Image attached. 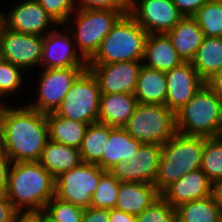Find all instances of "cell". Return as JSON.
<instances>
[{
	"mask_svg": "<svg viewBox=\"0 0 222 222\" xmlns=\"http://www.w3.org/2000/svg\"><path fill=\"white\" fill-rule=\"evenodd\" d=\"M192 17L204 37H222V0H209Z\"/></svg>",
	"mask_w": 222,
	"mask_h": 222,
	"instance_id": "cell-30",
	"label": "cell"
},
{
	"mask_svg": "<svg viewBox=\"0 0 222 222\" xmlns=\"http://www.w3.org/2000/svg\"><path fill=\"white\" fill-rule=\"evenodd\" d=\"M4 194L18 212H42L55 196V178L39 161L10 163Z\"/></svg>",
	"mask_w": 222,
	"mask_h": 222,
	"instance_id": "cell-2",
	"label": "cell"
},
{
	"mask_svg": "<svg viewBox=\"0 0 222 222\" xmlns=\"http://www.w3.org/2000/svg\"><path fill=\"white\" fill-rule=\"evenodd\" d=\"M40 164L54 177L81 164L78 148L48 140L43 149Z\"/></svg>",
	"mask_w": 222,
	"mask_h": 222,
	"instance_id": "cell-24",
	"label": "cell"
},
{
	"mask_svg": "<svg viewBox=\"0 0 222 222\" xmlns=\"http://www.w3.org/2000/svg\"><path fill=\"white\" fill-rule=\"evenodd\" d=\"M100 86L89 68L85 69L73 82L62 103L54 112L56 115L78 122H98Z\"/></svg>",
	"mask_w": 222,
	"mask_h": 222,
	"instance_id": "cell-8",
	"label": "cell"
},
{
	"mask_svg": "<svg viewBox=\"0 0 222 222\" xmlns=\"http://www.w3.org/2000/svg\"><path fill=\"white\" fill-rule=\"evenodd\" d=\"M124 128L142 143L163 145L176 133V118L166 105L138 103Z\"/></svg>",
	"mask_w": 222,
	"mask_h": 222,
	"instance_id": "cell-7",
	"label": "cell"
},
{
	"mask_svg": "<svg viewBox=\"0 0 222 222\" xmlns=\"http://www.w3.org/2000/svg\"><path fill=\"white\" fill-rule=\"evenodd\" d=\"M49 140L46 114L26 104H6L0 115V146L11 163L39 161Z\"/></svg>",
	"mask_w": 222,
	"mask_h": 222,
	"instance_id": "cell-1",
	"label": "cell"
},
{
	"mask_svg": "<svg viewBox=\"0 0 222 222\" xmlns=\"http://www.w3.org/2000/svg\"><path fill=\"white\" fill-rule=\"evenodd\" d=\"M17 213L6 195L0 194V222H14Z\"/></svg>",
	"mask_w": 222,
	"mask_h": 222,
	"instance_id": "cell-40",
	"label": "cell"
},
{
	"mask_svg": "<svg viewBox=\"0 0 222 222\" xmlns=\"http://www.w3.org/2000/svg\"><path fill=\"white\" fill-rule=\"evenodd\" d=\"M200 169L212 183L222 179V136L204 137Z\"/></svg>",
	"mask_w": 222,
	"mask_h": 222,
	"instance_id": "cell-31",
	"label": "cell"
},
{
	"mask_svg": "<svg viewBox=\"0 0 222 222\" xmlns=\"http://www.w3.org/2000/svg\"><path fill=\"white\" fill-rule=\"evenodd\" d=\"M137 105L134 94H101L98 122L112 127H124Z\"/></svg>",
	"mask_w": 222,
	"mask_h": 222,
	"instance_id": "cell-22",
	"label": "cell"
},
{
	"mask_svg": "<svg viewBox=\"0 0 222 222\" xmlns=\"http://www.w3.org/2000/svg\"><path fill=\"white\" fill-rule=\"evenodd\" d=\"M161 154V144L143 143L129 162H119L109 172L120 182L154 183Z\"/></svg>",
	"mask_w": 222,
	"mask_h": 222,
	"instance_id": "cell-14",
	"label": "cell"
},
{
	"mask_svg": "<svg viewBox=\"0 0 222 222\" xmlns=\"http://www.w3.org/2000/svg\"><path fill=\"white\" fill-rule=\"evenodd\" d=\"M109 222H136V215L113 208L110 210Z\"/></svg>",
	"mask_w": 222,
	"mask_h": 222,
	"instance_id": "cell-43",
	"label": "cell"
},
{
	"mask_svg": "<svg viewBox=\"0 0 222 222\" xmlns=\"http://www.w3.org/2000/svg\"><path fill=\"white\" fill-rule=\"evenodd\" d=\"M2 60L1 48H0V62Z\"/></svg>",
	"mask_w": 222,
	"mask_h": 222,
	"instance_id": "cell-48",
	"label": "cell"
},
{
	"mask_svg": "<svg viewBox=\"0 0 222 222\" xmlns=\"http://www.w3.org/2000/svg\"><path fill=\"white\" fill-rule=\"evenodd\" d=\"M205 84L222 99V68L207 79Z\"/></svg>",
	"mask_w": 222,
	"mask_h": 222,
	"instance_id": "cell-42",
	"label": "cell"
},
{
	"mask_svg": "<svg viewBox=\"0 0 222 222\" xmlns=\"http://www.w3.org/2000/svg\"><path fill=\"white\" fill-rule=\"evenodd\" d=\"M129 14L148 34H167L183 18L171 0H130Z\"/></svg>",
	"mask_w": 222,
	"mask_h": 222,
	"instance_id": "cell-12",
	"label": "cell"
},
{
	"mask_svg": "<svg viewBox=\"0 0 222 222\" xmlns=\"http://www.w3.org/2000/svg\"><path fill=\"white\" fill-rule=\"evenodd\" d=\"M109 134L110 126L104 123L96 122L87 126L79 148L84 163L97 164L102 159L108 144Z\"/></svg>",
	"mask_w": 222,
	"mask_h": 222,
	"instance_id": "cell-29",
	"label": "cell"
},
{
	"mask_svg": "<svg viewBox=\"0 0 222 222\" xmlns=\"http://www.w3.org/2000/svg\"><path fill=\"white\" fill-rule=\"evenodd\" d=\"M136 222H177L176 208L161 197L141 214L136 215Z\"/></svg>",
	"mask_w": 222,
	"mask_h": 222,
	"instance_id": "cell-35",
	"label": "cell"
},
{
	"mask_svg": "<svg viewBox=\"0 0 222 222\" xmlns=\"http://www.w3.org/2000/svg\"><path fill=\"white\" fill-rule=\"evenodd\" d=\"M49 140L67 146L80 148L87 123L69 120L56 115L54 112L47 113Z\"/></svg>",
	"mask_w": 222,
	"mask_h": 222,
	"instance_id": "cell-26",
	"label": "cell"
},
{
	"mask_svg": "<svg viewBox=\"0 0 222 222\" xmlns=\"http://www.w3.org/2000/svg\"><path fill=\"white\" fill-rule=\"evenodd\" d=\"M9 11L8 13L0 11V22L12 31L45 36L51 32L48 31L49 28L60 26L36 0L19 1Z\"/></svg>",
	"mask_w": 222,
	"mask_h": 222,
	"instance_id": "cell-13",
	"label": "cell"
},
{
	"mask_svg": "<svg viewBox=\"0 0 222 222\" xmlns=\"http://www.w3.org/2000/svg\"><path fill=\"white\" fill-rule=\"evenodd\" d=\"M10 163L9 157L0 146V194L4 193L8 187Z\"/></svg>",
	"mask_w": 222,
	"mask_h": 222,
	"instance_id": "cell-41",
	"label": "cell"
},
{
	"mask_svg": "<svg viewBox=\"0 0 222 222\" xmlns=\"http://www.w3.org/2000/svg\"><path fill=\"white\" fill-rule=\"evenodd\" d=\"M109 220L110 210L88 207L84 210L81 222H109Z\"/></svg>",
	"mask_w": 222,
	"mask_h": 222,
	"instance_id": "cell-39",
	"label": "cell"
},
{
	"mask_svg": "<svg viewBox=\"0 0 222 222\" xmlns=\"http://www.w3.org/2000/svg\"><path fill=\"white\" fill-rule=\"evenodd\" d=\"M147 36L148 33L129 13L122 15L88 64L143 60Z\"/></svg>",
	"mask_w": 222,
	"mask_h": 222,
	"instance_id": "cell-5",
	"label": "cell"
},
{
	"mask_svg": "<svg viewBox=\"0 0 222 222\" xmlns=\"http://www.w3.org/2000/svg\"><path fill=\"white\" fill-rule=\"evenodd\" d=\"M213 183L206 174L197 169L185 174L169 185L161 194L174 208L186 202L200 200L212 195Z\"/></svg>",
	"mask_w": 222,
	"mask_h": 222,
	"instance_id": "cell-18",
	"label": "cell"
},
{
	"mask_svg": "<svg viewBox=\"0 0 222 222\" xmlns=\"http://www.w3.org/2000/svg\"><path fill=\"white\" fill-rule=\"evenodd\" d=\"M142 60L111 64H88L97 78L101 94H134Z\"/></svg>",
	"mask_w": 222,
	"mask_h": 222,
	"instance_id": "cell-15",
	"label": "cell"
},
{
	"mask_svg": "<svg viewBox=\"0 0 222 222\" xmlns=\"http://www.w3.org/2000/svg\"><path fill=\"white\" fill-rule=\"evenodd\" d=\"M25 71L9 61L1 60L0 62V100L1 98L16 95V90L19 91L24 84ZM10 95V96H9Z\"/></svg>",
	"mask_w": 222,
	"mask_h": 222,
	"instance_id": "cell-34",
	"label": "cell"
},
{
	"mask_svg": "<svg viewBox=\"0 0 222 222\" xmlns=\"http://www.w3.org/2000/svg\"><path fill=\"white\" fill-rule=\"evenodd\" d=\"M183 17H192L209 0H171Z\"/></svg>",
	"mask_w": 222,
	"mask_h": 222,
	"instance_id": "cell-38",
	"label": "cell"
},
{
	"mask_svg": "<svg viewBox=\"0 0 222 222\" xmlns=\"http://www.w3.org/2000/svg\"><path fill=\"white\" fill-rule=\"evenodd\" d=\"M212 195L222 210V179L213 183Z\"/></svg>",
	"mask_w": 222,
	"mask_h": 222,
	"instance_id": "cell-45",
	"label": "cell"
},
{
	"mask_svg": "<svg viewBox=\"0 0 222 222\" xmlns=\"http://www.w3.org/2000/svg\"><path fill=\"white\" fill-rule=\"evenodd\" d=\"M6 104L7 103L4 102V99L0 100V115H1V112Z\"/></svg>",
	"mask_w": 222,
	"mask_h": 222,
	"instance_id": "cell-46",
	"label": "cell"
},
{
	"mask_svg": "<svg viewBox=\"0 0 222 222\" xmlns=\"http://www.w3.org/2000/svg\"><path fill=\"white\" fill-rule=\"evenodd\" d=\"M142 62L148 68L167 72L184 61L167 34H148Z\"/></svg>",
	"mask_w": 222,
	"mask_h": 222,
	"instance_id": "cell-20",
	"label": "cell"
},
{
	"mask_svg": "<svg viewBox=\"0 0 222 222\" xmlns=\"http://www.w3.org/2000/svg\"><path fill=\"white\" fill-rule=\"evenodd\" d=\"M43 222H52V221L49 220V219L43 214Z\"/></svg>",
	"mask_w": 222,
	"mask_h": 222,
	"instance_id": "cell-47",
	"label": "cell"
},
{
	"mask_svg": "<svg viewBox=\"0 0 222 222\" xmlns=\"http://www.w3.org/2000/svg\"><path fill=\"white\" fill-rule=\"evenodd\" d=\"M130 0H75L78 9L129 11Z\"/></svg>",
	"mask_w": 222,
	"mask_h": 222,
	"instance_id": "cell-37",
	"label": "cell"
},
{
	"mask_svg": "<svg viewBox=\"0 0 222 222\" xmlns=\"http://www.w3.org/2000/svg\"><path fill=\"white\" fill-rule=\"evenodd\" d=\"M105 172L97 164L82 162L55 178V196L74 205L88 208L100 177Z\"/></svg>",
	"mask_w": 222,
	"mask_h": 222,
	"instance_id": "cell-10",
	"label": "cell"
},
{
	"mask_svg": "<svg viewBox=\"0 0 222 222\" xmlns=\"http://www.w3.org/2000/svg\"><path fill=\"white\" fill-rule=\"evenodd\" d=\"M191 63L204 81L218 72L222 68V37H204Z\"/></svg>",
	"mask_w": 222,
	"mask_h": 222,
	"instance_id": "cell-27",
	"label": "cell"
},
{
	"mask_svg": "<svg viewBox=\"0 0 222 222\" xmlns=\"http://www.w3.org/2000/svg\"><path fill=\"white\" fill-rule=\"evenodd\" d=\"M85 208L54 196L42 213L52 222H81Z\"/></svg>",
	"mask_w": 222,
	"mask_h": 222,
	"instance_id": "cell-33",
	"label": "cell"
},
{
	"mask_svg": "<svg viewBox=\"0 0 222 222\" xmlns=\"http://www.w3.org/2000/svg\"><path fill=\"white\" fill-rule=\"evenodd\" d=\"M87 68L88 66L43 68L41 75H39L40 78H38L37 101L34 102L33 99L27 98L25 104L44 114L55 112L73 82Z\"/></svg>",
	"mask_w": 222,
	"mask_h": 222,
	"instance_id": "cell-9",
	"label": "cell"
},
{
	"mask_svg": "<svg viewBox=\"0 0 222 222\" xmlns=\"http://www.w3.org/2000/svg\"><path fill=\"white\" fill-rule=\"evenodd\" d=\"M176 132L185 135L220 137L222 99L206 84L176 114Z\"/></svg>",
	"mask_w": 222,
	"mask_h": 222,
	"instance_id": "cell-4",
	"label": "cell"
},
{
	"mask_svg": "<svg viewBox=\"0 0 222 222\" xmlns=\"http://www.w3.org/2000/svg\"><path fill=\"white\" fill-rule=\"evenodd\" d=\"M62 31V32H61ZM53 28L43 36V49L40 67L64 68L72 66H88V62L78 52L73 37L66 31Z\"/></svg>",
	"mask_w": 222,
	"mask_h": 222,
	"instance_id": "cell-16",
	"label": "cell"
},
{
	"mask_svg": "<svg viewBox=\"0 0 222 222\" xmlns=\"http://www.w3.org/2000/svg\"><path fill=\"white\" fill-rule=\"evenodd\" d=\"M14 222H43L42 212H18Z\"/></svg>",
	"mask_w": 222,
	"mask_h": 222,
	"instance_id": "cell-44",
	"label": "cell"
},
{
	"mask_svg": "<svg viewBox=\"0 0 222 222\" xmlns=\"http://www.w3.org/2000/svg\"><path fill=\"white\" fill-rule=\"evenodd\" d=\"M2 60L21 67L25 73L41 63L43 36L12 31L0 22Z\"/></svg>",
	"mask_w": 222,
	"mask_h": 222,
	"instance_id": "cell-11",
	"label": "cell"
},
{
	"mask_svg": "<svg viewBox=\"0 0 222 222\" xmlns=\"http://www.w3.org/2000/svg\"><path fill=\"white\" fill-rule=\"evenodd\" d=\"M204 136L176 132L162 145L159 170L154 184L162 193L185 174L200 169Z\"/></svg>",
	"mask_w": 222,
	"mask_h": 222,
	"instance_id": "cell-3",
	"label": "cell"
},
{
	"mask_svg": "<svg viewBox=\"0 0 222 222\" xmlns=\"http://www.w3.org/2000/svg\"><path fill=\"white\" fill-rule=\"evenodd\" d=\"M167 35L184 62L193 60L204 38L201 28L193 17H183Z\"/></svg>",
	"mask_w": 222,
	"mask_h": 222,
	"instance_id": "cell-23",
	"label": "cell"
},
{
	"mask_svg": "<svg viewBox=\"0 0 222 222\" xmlns=\"http://www.w3.org/2000/svg\"><path fill=\"white\" fill-rule=\"evenodd\" d=\"M221 216L222 210L213 195L176 208L177 222H220Z\"/></svg>",
	"mask_w": 222,
	"mask_h": 222,
	"instance_id": "cell-28",
	"label": "cell"
},
{
	"mask_svg": "<svg viewBox=\"0 0 222 222\" xmlns=\"http://www.w3.org/2000/svg\"><path fill=\"white\" fill-rule=\"evenodd\" d=\"M143 143L133 138L124 127L110 126L108 144L97 165L109 171L119 162H129Z\"/></svg>",
	"mask_w": 222,
	"mask_h": 222,
	"instance_id": "cell-21",
	"label": "cell"
},
{
	"mask_svg": "<svg viewBox=\"0 0 222 222\" xmlns=\"http://www.w3.org/2000/svg\"><path fill=\"white\" fill-rule=\"evenodd\" d=\"M36 1L58 25H64L71 15L78 9L75 0Z\"/></svg>",
	"mask_w": 222,
	"mask_h": 222,
	"instance_id": "cell-36",
	"label": "cell"
},
{
	"mask_svg": "<svg viewBox=\"0 0 222 222\" xmlns=\"http://www.w3.org/2000/svg\"><path fill=\"white\" fill-rule=\"evenodd\" d=\"M165 105L176 114L205 84L191 62H183L179 67L165 72Z\"/></svg>",
	"mask_w": 222,
	"mask_h": 222,
	"instance_id": "cell-17",
	"label": "cell"
},
{
	"mask_svg": "<svg viewBox=\"0 0 222 222\" xmlns=\"http://www.w3.org/2000/svg\"><path fill=\"white\" fill-rule=\"evenodd\" d=\"M129 11L77 9L62 29L69 28L78 52L89 62L98 51L103 38L111 31L118 19ZM73 21V22H71ZM71 24V25H70ZM65 26V27H64ZM73 26V27H72Z\"/></svg>",
	"mask_w": 222,
	"mask_h": 222,
	"instance_id": "cell-6",
	"label": "cell"
},
{
	"mask_svg": "<svg viewBox=\"0 0 222 222\" xmlns=\"http://www.w3.org/2000/svg\"><path fill=\"white\" fill-rule=\"evenodd\" d=\"M161 197L154 183L120 182L115 209L139 215Z\"/></svg>",
	"mask_w": 222,
	"mask_h": 222,
	"instance_id": "cell-19",
	"label": "cell"
},
{
	"mask_svg": "<svg viewBox=\"0 0 222 222\" xmlns=\"http://www.w3.org/2000/svg\"><path fill=\"white\" fill-rule=\"evenodd\" d=\"M166 93L165 72L142 65L134 92L138 103L165 105Z\"/></svg>",
	"mask_w": 222,
	"mask_h": 222,
	"instance_id": "cell-25",
	"label": "cell"
},
{
	"mask_svg": "<svg viewBox=\"0 0 222 222\" xmlns=\"http://www.w3.org/2000/svg\"><path fill=\"white\" fill-rule=\"evenodd\" d=\"M119 185L120 181L109 171H106L100 177L96 190L92 195L90 207L108 210L115 208Z\"/></svg>",
	"mask_w": 222,
	"mask_h": 222,
	"instance_id": "cell-32",
	"label": "cell"
}]
</instances>
